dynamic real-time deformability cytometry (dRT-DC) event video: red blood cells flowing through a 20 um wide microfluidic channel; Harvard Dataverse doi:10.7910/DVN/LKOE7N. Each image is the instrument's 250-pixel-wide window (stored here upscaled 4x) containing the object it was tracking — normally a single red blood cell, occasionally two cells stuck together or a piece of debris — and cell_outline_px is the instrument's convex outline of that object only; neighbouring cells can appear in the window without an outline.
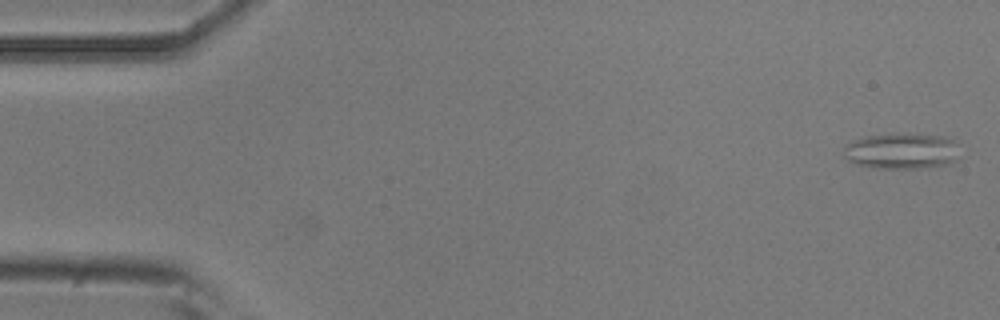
{"species": "common noctule bat (a hibernating species)", "species_latin": "Nyctalus noctula", "temperature_condition": "room temperature", "stored_images_in_passage": 6, "camera_frame_rate_fps": 3000, "um_per_image_px": 0.085, "animal": {"sex": "male", "body_mass_g": 20.5, "forearm_length_mm": 52.5}, "frame": {"image": 1, "passage_image": 1, "time_ms": 0.0, "image_size_px": [1000, 320], "cell_outline_px": [[956, 160], [948, 164], [920, 168], [876, 168], [856, 164], [848, 160], [844, 156], [844, 144], [852, 140], [868, 136], [892, 132], [916, 132], [944, 136], [956, 140]], "centroid_in_image_um": [76.62, 12.79], "position_along_channel_um": 8.4, "area_um2": 24.91}}
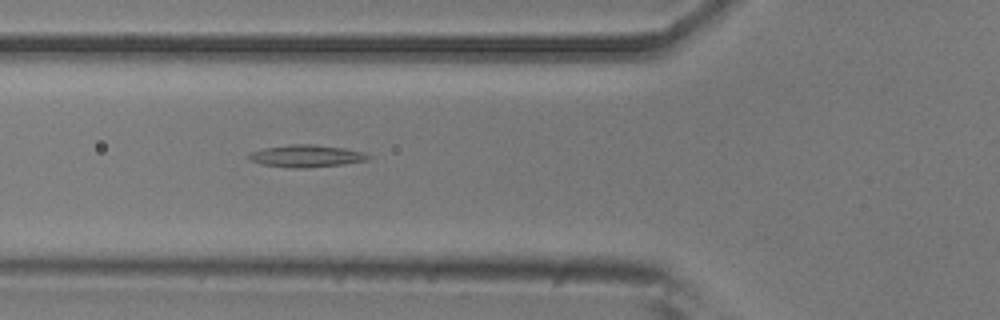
{"frame": {"image": 2, "passage_image": 6, "time_ms": 1.667, "image_size_px": [1000, 320], "cell_outline_px": [[372, 156], [368, 160], [344, 164], [304, 168], [292, 168], [264, 164], [252, 160], [248, 156], [248, 152], [264, 148], [292, 144], [312, 144], [344, 148], [364, 152]], "centroid_in_image_um": [26.08, 13.25], "position_along_channel_um": 99.7, "area_um2": 15.37}}